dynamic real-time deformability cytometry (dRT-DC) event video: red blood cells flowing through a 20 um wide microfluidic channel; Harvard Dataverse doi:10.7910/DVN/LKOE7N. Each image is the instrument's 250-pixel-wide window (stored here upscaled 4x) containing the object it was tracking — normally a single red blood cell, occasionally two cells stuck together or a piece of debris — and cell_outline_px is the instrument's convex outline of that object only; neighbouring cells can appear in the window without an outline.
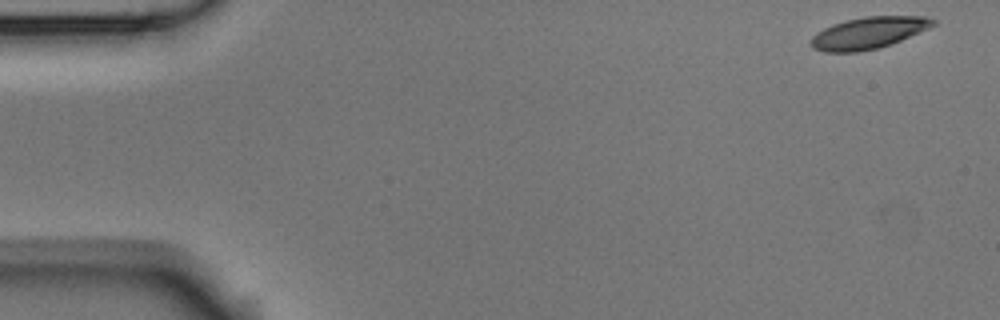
{"species": "Egyptian fruit bat (a non-hibernating species)", "species_latin": "Rousettus aegyptiacus", "temperature_condition": "room temperature", "stored_images_in_passage": 4, "camera_frame_rate_fps": 3000, "um_per_image_px": 0.085, "animal": {"sex": "male"}, "frame": {"image": 1, "passage_image": 1, "time_ms": 0.0, "image_size_px": [1000, 320], "cell_outline_px": [[936, 24], [928, 28], [900, 40], [876, 48], [856, 52], [824, 52], [812, 48], [812, 36], [816, 32], [832, 24], [844, 20], [864, 16], [924, 16], [936, 20]], "centroid_in_image_um": [73.79, 2.78], "position_along_channel_um": 11.2, "area_um2": 22.37}}
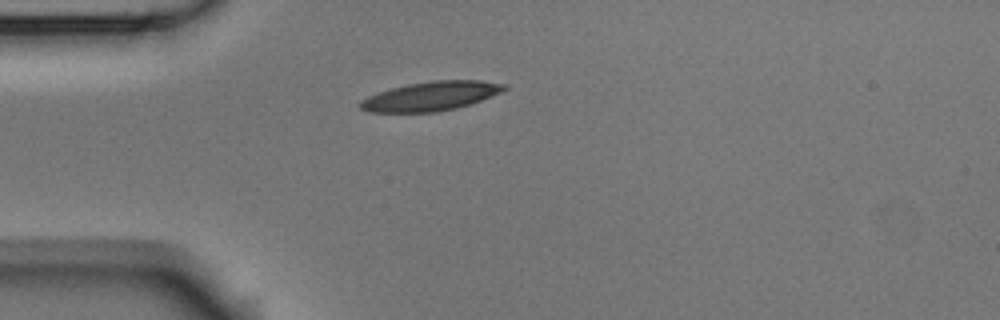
{"frame": {"image": 2, "passage_image": 4, "time_ms": 1.0, "image_size_px": [1000, 320], "cell_outline_px": [[508, 88], [500, 92], [480, 100], [456, 108], [436, 112], [368, 112], [360, 108], [360, 100], [368, 96], [392, 88], [408, 84], [432, 80], [480, 80], [504, 84]], "centroid_in_image_um": [36.6, 8.17], "position_along_channel_um": 48.4, "area_um2": 24.16}}